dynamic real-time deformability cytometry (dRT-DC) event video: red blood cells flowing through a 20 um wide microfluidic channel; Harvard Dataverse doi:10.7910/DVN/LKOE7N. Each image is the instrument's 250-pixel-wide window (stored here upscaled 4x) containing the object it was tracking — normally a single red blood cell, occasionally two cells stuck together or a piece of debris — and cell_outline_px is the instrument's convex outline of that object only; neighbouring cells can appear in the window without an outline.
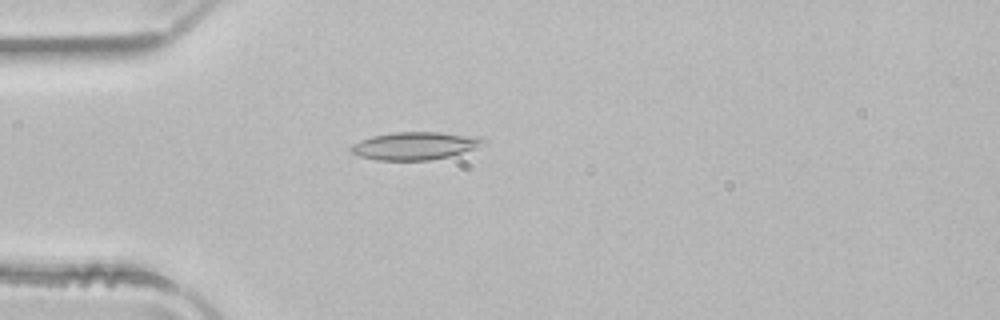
{"species": "common noctule bat (a hibernating species)", "species_latin": "Nyctalus noctula", "temperature_condition": "room temperature", "stored_images_in_passage": 47, "camera_frame_rate_fps": 3000, "um_per_image_px": 0.085, "animal": {"sex": "male", "body_mass_g": 21.5, "forearm_length_mm": 52.0}, "frame": {"image": 1, "passage_image": 11, "time_ms": 3.333, "image_size_px": [1000, 320], "cell_outline_px": [[488, 140], [484, 144], [476, 148], [448, 156], [428, 160], [376, 160], [360, 156], [352, 152], [348, 148], [352, 144], [360, 140], [372, 136], [392, 132], [440, 132], [484, 136]], "centroid_in_image_um": [35.31, 12.37], "position_along_channel_um": 49.7, "area_um2": 21.62}}
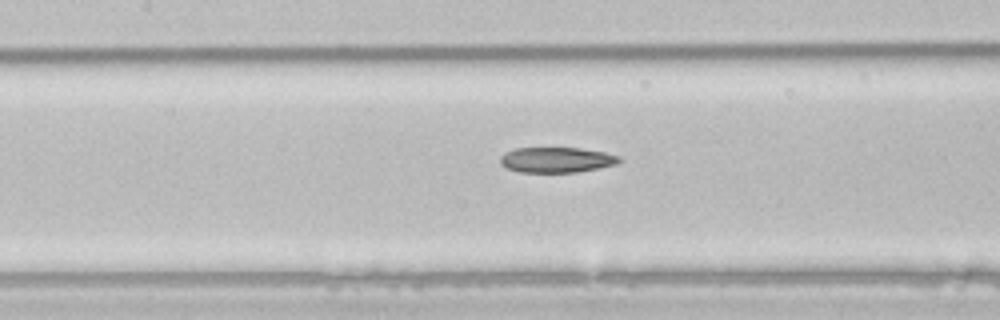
{"frame": {"image": 2, "passage_image": 20, "time_ms": 6.333, "image_size_px": [1000, 320], "cell_outline_px": [[624, 160], [616, 164], [576, 172], [520, 172], [508, 168], [500, 164], [500, 156], [504, 152], [512, 148], [580, 148], [604, 152], [620, 156]], "centroid_in_image_um": [47.29, 13.58], "position_along_channel_um": 160.1, "area_um2": 17.63}}
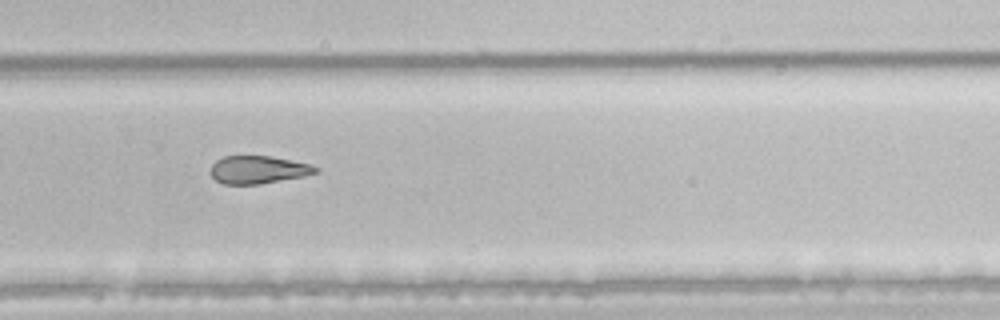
{"frame": {"image": 3, "passage_image": 31, "time_ms": 10.0, "image_size_px": [1000, 320], "cell_outline_px": [[320, 172], [304, 176], [260, 184], [224, 184], [216, 180], [208, 172], [212, 164], [216, 160], [224, 156], [272, 156], [312, 164], [320, 168]], "centroid_in_image_um": [21.97, 14.42], "position_along_channel_um": 307.8, "area_um2": 17.28}, "authors_computed_cell_mechanics": {"area_um2": 19.8832, "velocity_mm_per_s": 4.0558, "shape_relaxation_time_tau1_ms": 6.8927, "shape_relaxation_time_tau2_ms": 9.8079, "deformation_change_tau1": 0.1512, "deformation_change_tau2": 0.2205}}